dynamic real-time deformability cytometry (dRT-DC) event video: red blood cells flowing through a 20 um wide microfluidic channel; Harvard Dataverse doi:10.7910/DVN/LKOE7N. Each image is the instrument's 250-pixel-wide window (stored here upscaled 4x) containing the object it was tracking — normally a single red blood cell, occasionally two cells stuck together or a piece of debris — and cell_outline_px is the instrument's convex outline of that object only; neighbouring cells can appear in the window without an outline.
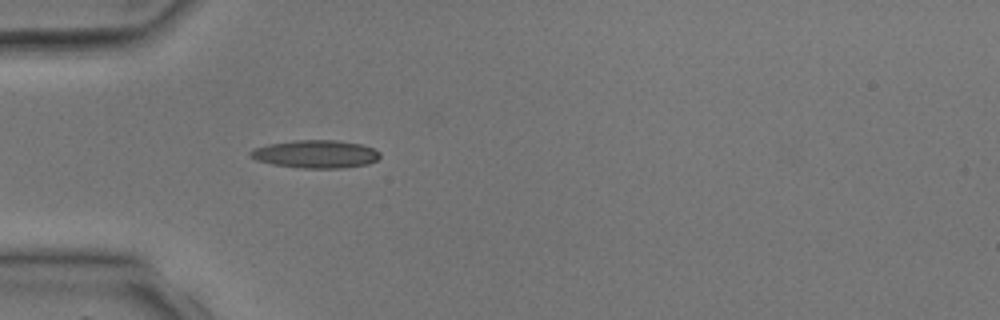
{"species": "common noctule bat (a hibernating species)", "species_latin": "Nyctalus noctula", "temperature_condition": "room temperature", "stored_images_in_passage": 1, "camera_frame_rate_fps": 3000, "um_per_image_px": 0.085, "animal": {"sex": "male", "body_mass_g": 17.9, "forearm_length_mm": 54.2}, "frame": {"image": 1, "passage_image": 1, "time_ms": 0.0, "image_size_px": [1000, 320], "cell_outline_px": [[380, 156], [376, 160], [368, 164], [344, 168], [304, 168], [272, 164], [256, 160], [248, 156], [248, 152], [252, 148], [268, 144], [292, 140], [336, 140], [364, 144], [380, 152]], "centroid_in_image_um": [26.81, 13.09], "position_along_channel_um": 58.2, "area_um2": 21.33}}